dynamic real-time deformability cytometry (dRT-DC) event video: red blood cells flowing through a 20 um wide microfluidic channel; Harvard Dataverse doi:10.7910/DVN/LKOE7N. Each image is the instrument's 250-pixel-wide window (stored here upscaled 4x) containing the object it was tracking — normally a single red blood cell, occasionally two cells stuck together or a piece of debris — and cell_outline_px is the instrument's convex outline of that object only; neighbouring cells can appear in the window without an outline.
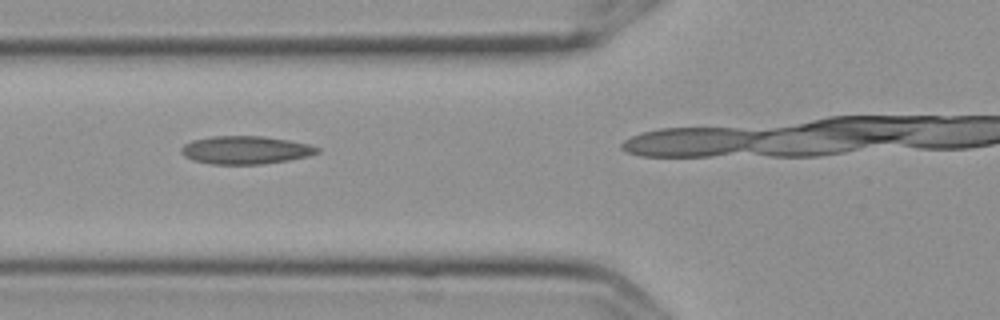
{"species": "Egyptian fruit bat (a non-hibernating species)", "species_latin": "Rousettus aegyptiacus", "temperature_condition": "cold", "stored_images_in_passage": 7, "camera_frame_rate_fps": 3000, "um_per_image_px": 0.085, "frame": {"image": 1, "passage_image": 2, "time_ms": 0.333, "image_size_px": [1000, 320], "cell_outline_px": [[320, 152], [308, 156], [288, 160], [264, 164], [212, 164], [192, 160], [184, 156], [180, 152], [180, 148], [184, 144], [192, 140], [212, 136], [264, 136], [288, 140], [308, 144], [320, 148]], "centroid_in_image_um": [20.85, 12.75], "position_along_channel_um": 105.0, "area_um2": 22.31}}
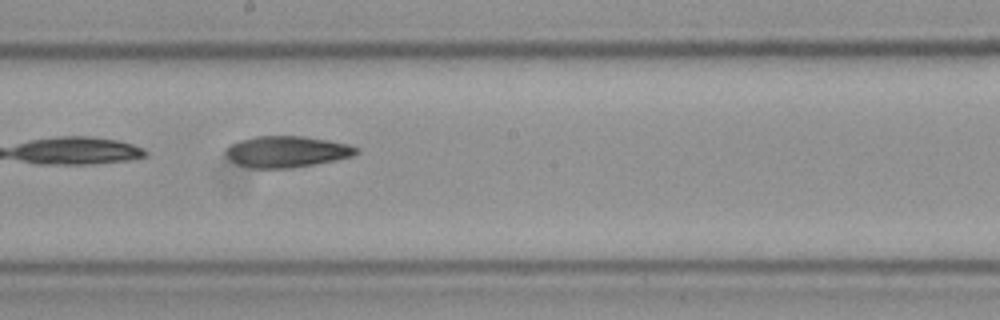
{"frame": {"image": 2, "passage_image": 6, "time_ms": 1.667, "image_size_px": [1000, 320], "cell_outline_px": [[360, 152], [352, 156], [292, 168], [252, 168], [240, 164], [232, 160], [224, 152], [232, 144], [240, 140], [256, 136], [304, 136], [328, 140], [348, 144], [360, 148]], "centroid_in_image_um": [24.41, 12.88], "position_along_channel_um": 223.8, "area_um2": 23.47}}
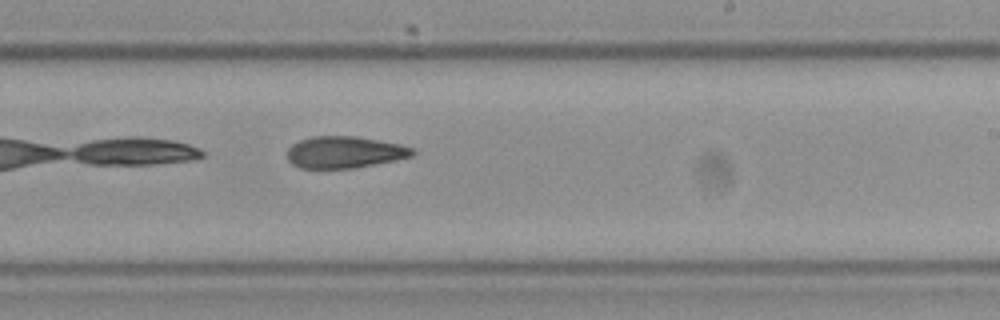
{"frame": {"image": 3, "passage_image": 7, "time_ms": 2.0, "image_size_px": [1000, 320], "cell_outline_px": [[416, 152], [412, 156], [396, 160], [352, 168], [300, 168], [292, 164], [288, 160], [288, 148], [292, 144], [300, 140], [312, 136], [356, 136], [400, 144], [412, 148]], "centroid_in_image_um": [29.28, 12.93], "position_along_channel_um": 259.7, "area_um2": 23.12}}